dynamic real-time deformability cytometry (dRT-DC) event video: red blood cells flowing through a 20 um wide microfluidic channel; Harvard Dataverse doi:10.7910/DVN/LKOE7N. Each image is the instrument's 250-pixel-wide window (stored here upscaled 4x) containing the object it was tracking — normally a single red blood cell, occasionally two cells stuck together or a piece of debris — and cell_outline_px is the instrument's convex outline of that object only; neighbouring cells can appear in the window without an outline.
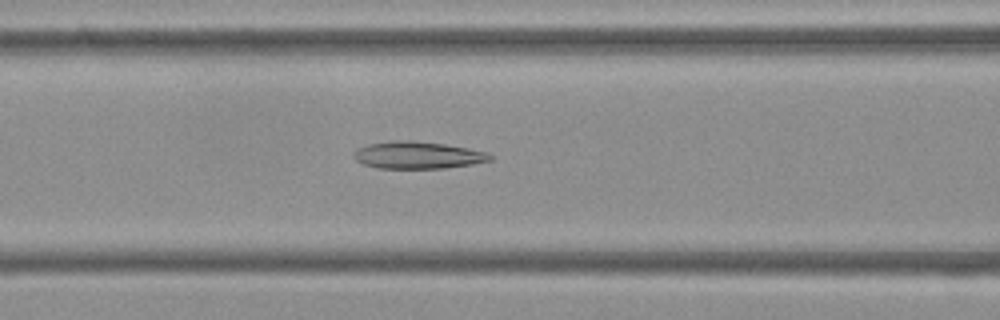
{"species": "Egyptian fruit bat (a non-hibernating species)", "species_latin": "Rousettus aegyptiacus", "temperature_condition": "cold", "stored_images_in_passage": 39, "camera_frame_rate_fps": 3000, "um_per_image_px": 0.085, "frame": {"image": 1, "passage_image": 8, "time_ms": 2.333, "image_size_px": [1000, 320], "cell_outline_px": [[492, 160], [472, 164], [444, 168], [376, 168], [364, 164], [356, 160], [352, 156], [352, 152], [356, 148], [368, 144], [392, 140], [412, 140], [444, 144], [468, 148], [484, 152], [492, 156]], "centroid_in_image_um": [35.44, 13.18], "position_along_channel_um": 131.2, "area_um2": 21.62}}
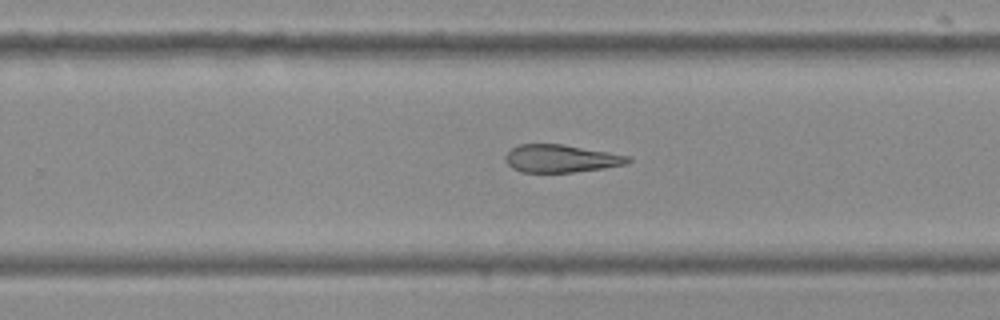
{"frame": {"image": 2, "passage_image": 20, "time_ms": 6.333, "image_size_px": [1000, 320], "cell_outline_px": [[632, 160], [628, 164], [604, 168], [572, 172], [520, 172], [512, 168], [504, 160], [504, 156], [512, 148], [520, 144], [564, 144], [632, 156]], "centroid_in_image_um": [47.71, 13.47], "position_along_channel_um": 282.1, "area_um2": 20.0}}
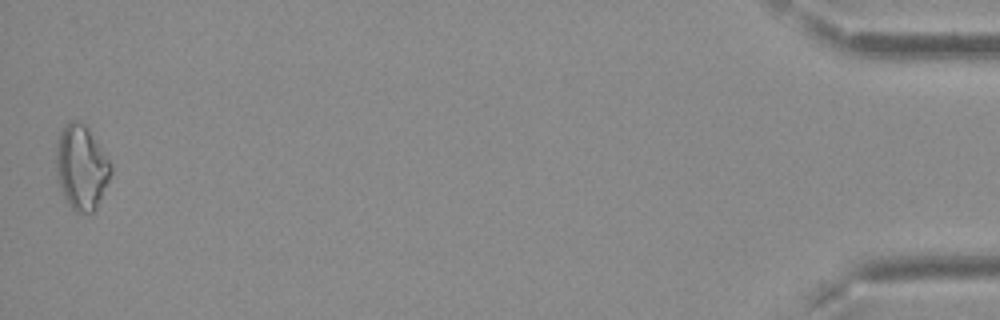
{"frame": {"image": 3, "passage_image": 39, "time_ms": 12.667, "image_size_px": [1000, 320], "cell_outline_px": [[112, 172], [96, 208], [92, 212], [76, 212], [68, 204], [56, 180], [56, 144], [60, 132], [64, 124], [68, 120], [76, 120], [84, 124], [112, 164]], "centroid_in_image_um": [6.89, 14.21], "position_along_channel_um": 428.3, "area_um2": 26.88}}